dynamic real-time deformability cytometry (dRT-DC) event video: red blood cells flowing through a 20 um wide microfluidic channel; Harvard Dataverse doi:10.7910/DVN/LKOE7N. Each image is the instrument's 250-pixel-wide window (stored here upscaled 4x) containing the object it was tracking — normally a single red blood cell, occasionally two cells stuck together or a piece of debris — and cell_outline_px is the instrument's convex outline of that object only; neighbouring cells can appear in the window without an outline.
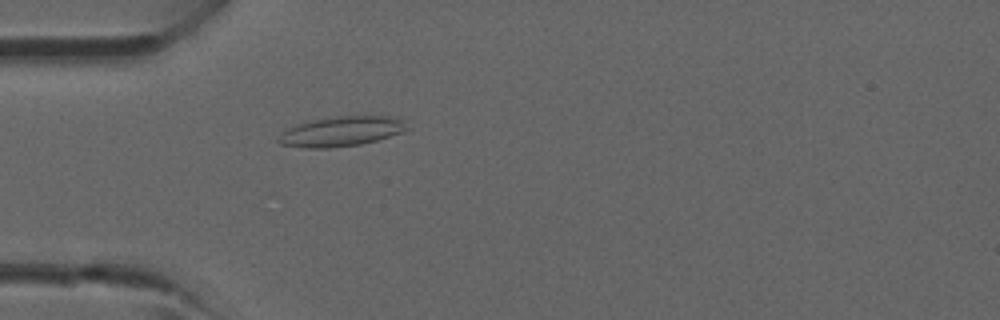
{"species": "common noctule bat (a hibernating species)", "species_latin": "Nyctalus noctula", "temperature_condition": "room temperature", "stored_images_in_passage": 2, "camera_frame_rate_fps": 3000, "um_per_image_px": 0.085, "animal": {"sex": "male", "forearm_length_mm": 52.5}, "frame": {"image": 1, "passage_image": 2, "time_ms": 1.333, "image_size_px": [1000, 320], "cell_outline_px": [[408, 128], [404, 132], [376, 140], [360, 144], [332, 148], [304, 148], [280, 144], [276, 140], [288, 128], [312, 120], [336, 116], [392, 116], [400, 120]], "centroid_in_image_um": [29.0, 11.18], "position_along_channel_um": 56.0, "area_um2": 22.08}}